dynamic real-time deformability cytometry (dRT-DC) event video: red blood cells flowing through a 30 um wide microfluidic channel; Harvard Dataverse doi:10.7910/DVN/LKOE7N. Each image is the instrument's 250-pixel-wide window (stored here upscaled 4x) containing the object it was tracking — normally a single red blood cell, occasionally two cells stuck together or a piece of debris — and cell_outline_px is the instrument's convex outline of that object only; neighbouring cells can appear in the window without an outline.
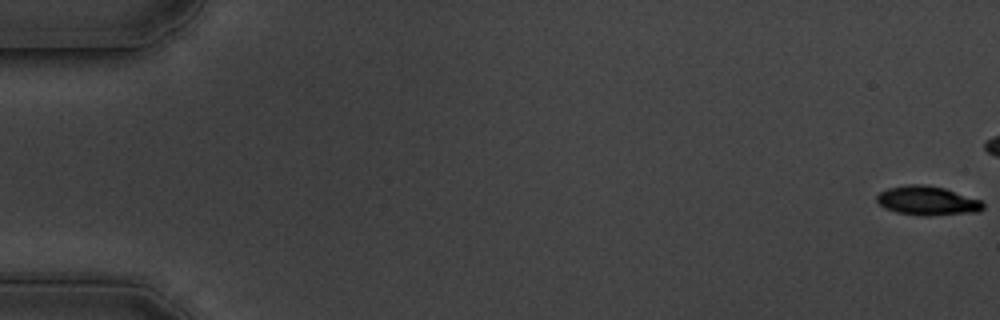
{"species": "common noctule bat (a hibernating species)", "species_latin": "Nyctalus noctula", "temperature_condition": "cold", "stored_images_in_passage": 49, "camera_frame_rate_fps": 3000, "um_per_image_px": 0.085, "animal": {"sex": "male", "body_mass_g": 19.5, "forearm_length_mm": 54.6}, "frame": {"image": 1, "passage_image": 1, "time_ms": 0.0, "image_size_px": [1000, 320], "cell_outline_px": [[984, 208], [980, 212], [928, 216], [924, 216], [896, 212], [884, 208], [876, 200], [876, 196], [880, 192], [888, 188], [908, 184], [924, 184], [944, 188], [980, 200], [984, 204]], "centroid_in_image_um": [78.82, 17.07], "position_along_channel_um": 6.2, "area_um2": 18.09}}
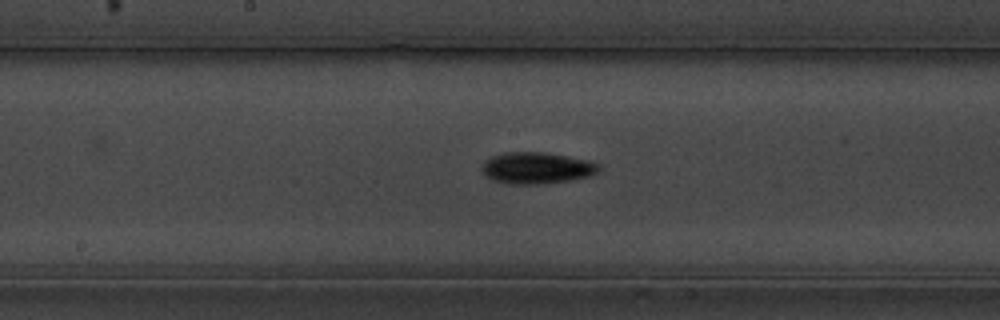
{"frame": {"image": 2, "passage_image": 32, "time_ms": 10.333, "image_size_px": [1000, 320], "cell_outline_px": [[600, 172], [592, 176], [568, 180], [540, 184], [508, 184], [492, 180], [480, 168], [484, 160], [492, 156], [504, 152], [544, 152], [588, 160], [600, 164]], "centroid_in_image_um": [45.63, 14.28], "position_along_channel_um": 202.6, "area_um2": 21.62}}
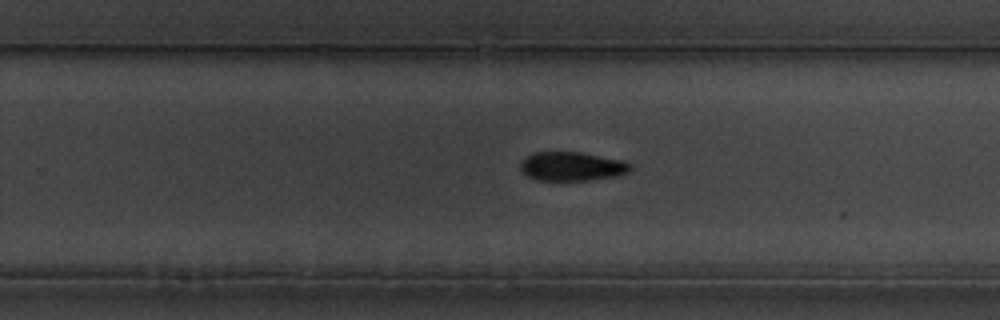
{"frame": {"image": 3, "passage_image": 39, "time_ms": 12.667, "image_size_px": [1000, 320], "cell_outline_px": [[632, 168], [628, 172], [620, 176], [588, 180], [536, 180], [528, 176], [520, 168], [520, 164], [532, 152], [580, 152], [624, 160], [632, 164]], "centroid_in_image_um": [48.67, 14.14], "position_along_channel_um": 281.1, "area_um2": 18.61}}